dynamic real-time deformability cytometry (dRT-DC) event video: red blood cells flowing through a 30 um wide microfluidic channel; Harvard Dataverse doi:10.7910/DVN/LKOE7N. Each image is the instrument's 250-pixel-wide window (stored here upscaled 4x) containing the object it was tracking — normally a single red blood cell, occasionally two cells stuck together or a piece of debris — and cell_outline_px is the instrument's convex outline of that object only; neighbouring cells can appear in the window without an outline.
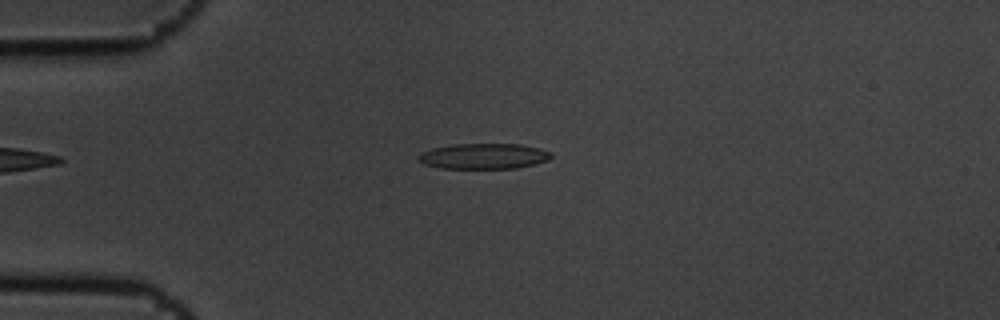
{"species": "common noctule bat (a hibernating species)", "species_latin": "Nyctalus noctula", "temperature_condition": "cold", "stored_images_in_passage": 3, "camera_frame_rate_fps": 3000, "um_per_image_px": 0.085, "animal": {"sex": "male", "body_mass_g": 19.5, "forearm_length_mm": 54.6}, "frame": {"image": 1, "passage_image": 3, "time_ms": 0.667, "image_size_px": [1000, 320], "cell_outline_px": [[552, 156], [548, 160], [516, 168], [440, 168], [424, 164], [420, 160], [420, 152], [432, 148], [452, 144], [520, 144], [540, 148], [552, 152]], "centroid_in_image_um": [41.13, 13.26], "position_along_channel_um": 43.9, "area_um2": 19.65}}